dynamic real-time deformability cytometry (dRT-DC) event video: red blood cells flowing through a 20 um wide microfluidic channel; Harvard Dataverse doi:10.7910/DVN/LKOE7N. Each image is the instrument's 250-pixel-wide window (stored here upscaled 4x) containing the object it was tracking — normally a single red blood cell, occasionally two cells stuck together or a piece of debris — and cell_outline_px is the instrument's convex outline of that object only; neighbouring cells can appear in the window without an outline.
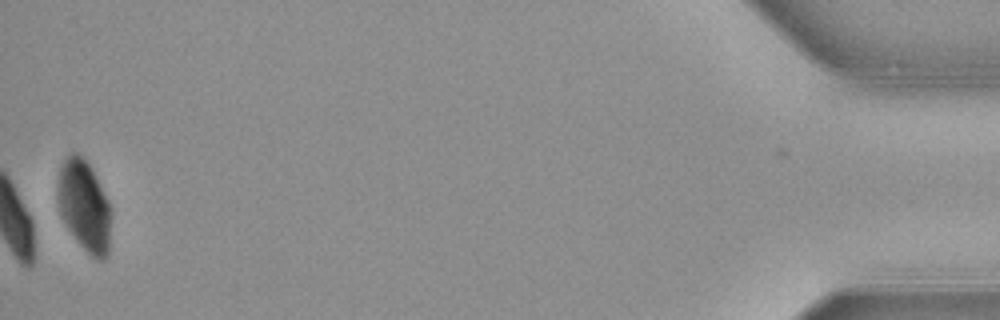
{"species": "common noctule bat (a hibernating species)", "species_latin": "Nyctalus noctula", "temperature_condition": "warm", "stored_images_in_passage": 47, "camera_frame_rate_fps": 3000, "um_per_image_px": 0.085, "animal": {"sex": "female", "body_mass_g": 21.9}, "frame": {"image": 1, "passage_image": 47, "time_ms": 15.333, "image_size_px": [1000, 320], "cell_outline_px": [[112, 216], [108, 252], [104, 260], [96, 260], [80, 244], [68, 228], [60, 216], [56, 200], [56, 184], [60, 164], [64, 156], [68, 152], [76, 152], [92, 168], [112, 208]], "centroid_in_image_um": [7.14, 17.45], "position_along_channel_um": 428.1, "area_um2": 29.07}, "authors_computed_cell_mechanics": {"area_um2": 25.4898, "velocity_mm_per_s": 3.8609, "shape_relaxation_time_tau1_ms": 4.0083, "shape_relaxation_time_tau2_ms": null, "deformation_change_tau1": 0.1196, "deformation_change_tau2": null}}